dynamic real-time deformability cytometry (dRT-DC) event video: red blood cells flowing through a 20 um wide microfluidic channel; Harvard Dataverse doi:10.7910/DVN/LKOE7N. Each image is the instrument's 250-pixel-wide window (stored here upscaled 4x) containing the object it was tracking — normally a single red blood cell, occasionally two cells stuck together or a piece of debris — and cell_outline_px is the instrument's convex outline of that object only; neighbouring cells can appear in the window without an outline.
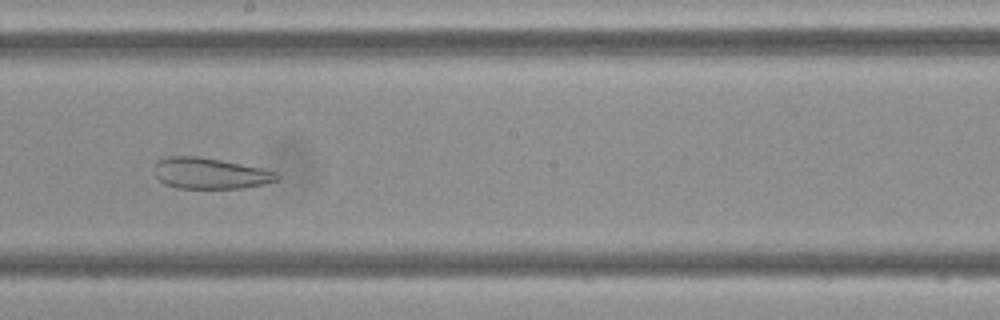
{"species": "Egyptian fruit bat (a non-hibernating species)", "species_latin": "Rousettus aegyptiacus", "temperature_condition": "cold", "stored_images_in_passage": 37, "camera_frame_rate_fps": 3000, "um_per_image_px": 0.085, "frame": {"image": 1, "passage_image": 16, "time_ms": 5.0, "image_size_px": [1000, 320], "cell_outline_px": [[280, 176], [276, 180], [264, 184], [244, 188], [180, 188], [164, 184], [156, 176], [156, 160], [168, 156], [200, 156], [260, 168], [276, 172]], "centroid_in_image_um": [17.84, 14.73], "position_along_channel_um": 230.4, "area_um2": 21.96}}
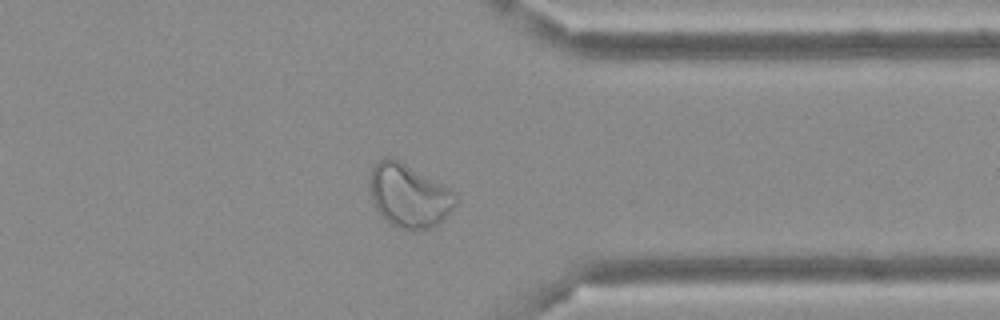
{"frame": {"image": 2, "passage_image": 27, "time_ms": 8.667, "image_size_px": [1000, 320], "cell_outline_px": [[456, 204], [440, 224], [428, 228], [400, 228], [392, 224], [376, 208], [372, 200], [368, 184], [372, 168], [384, 156], [392, 156], [400, 160], [456, 192]], "centroid_in_image_um": [34.76, 16.59], "position_along_channel_um": 376.6, "area_um2": 31.44}}